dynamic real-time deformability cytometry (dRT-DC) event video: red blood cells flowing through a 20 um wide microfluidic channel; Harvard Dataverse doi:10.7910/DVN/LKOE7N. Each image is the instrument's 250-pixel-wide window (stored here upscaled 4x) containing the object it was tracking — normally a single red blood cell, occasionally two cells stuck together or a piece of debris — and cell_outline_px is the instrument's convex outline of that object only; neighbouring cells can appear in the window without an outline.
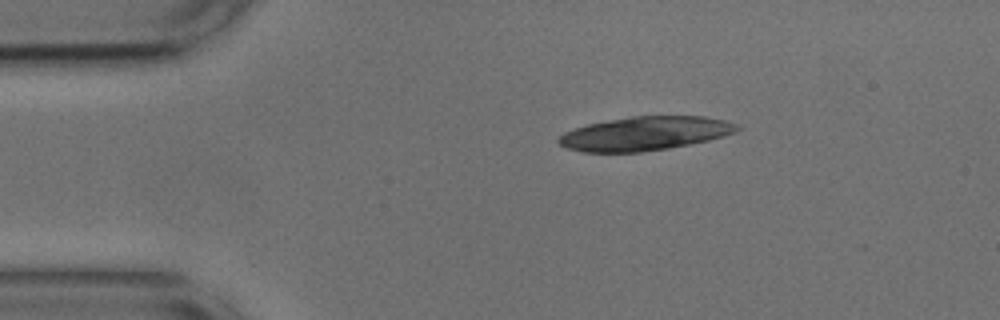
{"species": "common noctule bat (a hibernating species)", "species_latin": "Nyctalus noctula", "temperature_condition": "cold", "stored_images_in_passage": 12, "camera_frame_rate_fps": 3000, "um_per_image_px": 0.085, "animal": {"sex": "male", "body_mass_g": 17.9, "forearm_length_mm": 54.2}, "frame": {"image": 1, "passage_image": 2, "time_ms": 0.333, "image_size_px": [1000, 320], "cell_outline_px": [[740, 128], [736, 132], [724, 136], [708, 140], [668, 148], [640, 152], [584, 152], [568, 148], [560, 144], [556, 140], [564, 132], [588, 124], [608, 120], [632, 116], [704, 116], [724, 120], [736, 124]], "centroid_in_image_um": [54.82, 11.34], "position_along_channel_um": 30.2, "area_um2": 34.91}}